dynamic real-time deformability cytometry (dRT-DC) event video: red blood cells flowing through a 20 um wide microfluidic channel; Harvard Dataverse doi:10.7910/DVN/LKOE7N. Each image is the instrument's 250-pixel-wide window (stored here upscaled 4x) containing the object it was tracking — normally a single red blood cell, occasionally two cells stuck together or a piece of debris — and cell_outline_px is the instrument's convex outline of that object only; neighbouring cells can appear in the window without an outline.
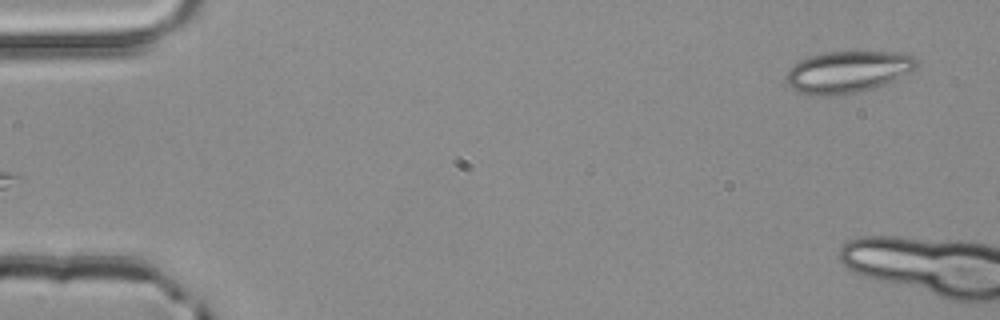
{"species": "common noctule bat (a hibernating species)", "species_latin": "Nyctalus noctula", "temperature_condition": "room temperature", "stored_images_in_passage": 2, "camera_frame_rate_fps": 3000, "um_per_image_px": 0.085, "animal": {"sex": "male", "body_mass_g": 20.4}, "frame": {"image": 1, "passage_image": 2, "time_ms": 0.333, "image_size_px": [1000, 320], "cell_outline_px": [[920, 64], [916, 68], [896, 80], [872, 88], [856, 92], [836, 96], [824, 96], [800, 92], [792, 88], [784, 80], [784, 76], [788, 68], [800, 60], [808, 56], [824, 52], [904, 52], [916, 56], [920, 60]], "centroid_in_image_um": [72.09, 6.09], "position_along_channel_um": 12.9, "area_um2": 32.19}}